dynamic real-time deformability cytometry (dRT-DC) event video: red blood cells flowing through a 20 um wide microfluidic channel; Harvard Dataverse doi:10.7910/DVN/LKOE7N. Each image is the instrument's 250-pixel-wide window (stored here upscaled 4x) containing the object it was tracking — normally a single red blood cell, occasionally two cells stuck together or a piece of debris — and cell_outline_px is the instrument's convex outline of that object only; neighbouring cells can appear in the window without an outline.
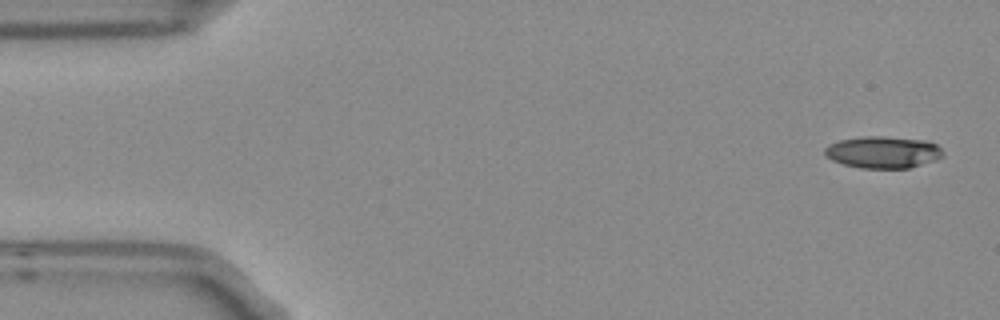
{"species": "Egyptian fruit bat (a non-hibernating species)", "species_latin": "Rousettus aegyptiacus", "temperature_condition": "room temperature", "stored_images_in_passage": 5, "camera_frame_rate_fps": 3000, "um_per_image_px": 0.085, "frame": {"image": 1, "passage_image": 1, "time_ms": 0.0, "image_size_px": [1000, 320], "cell_outline_px": [[944, 156], [936, 160], [908, 168], [860, 168], [844, 164], [832, 160], [824, 156], [824, 148], [828, 144], [840, 140], [864, 136], [884, 136], [928, 140], [936, 144], [944, 152]], "centroid_in_image_um": [75.06, 12.93], "position_along_channel_um": 9.9, "area_um2": 22.2}}
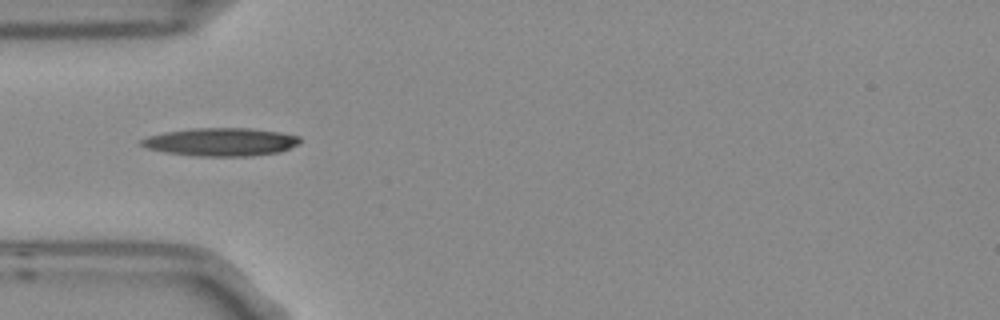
{"frame": {"image": 2, "passage_image": 5, "time_ms": 1.333, "image_size_px": [1000, 320], "cell_outline_px": [[300, 144], [280, 152], [248, 156], [196, 156], [168, 152], [148, 148], [140, 144], [140, 140], [148, 136], [164, 132], [192, 128], [248, 128], [280, 132], [300, 136]], "centroid_in_image_um": [18.81, 12.06], "position_along_channel_um": 66.2, "area_um2": 25.89}}